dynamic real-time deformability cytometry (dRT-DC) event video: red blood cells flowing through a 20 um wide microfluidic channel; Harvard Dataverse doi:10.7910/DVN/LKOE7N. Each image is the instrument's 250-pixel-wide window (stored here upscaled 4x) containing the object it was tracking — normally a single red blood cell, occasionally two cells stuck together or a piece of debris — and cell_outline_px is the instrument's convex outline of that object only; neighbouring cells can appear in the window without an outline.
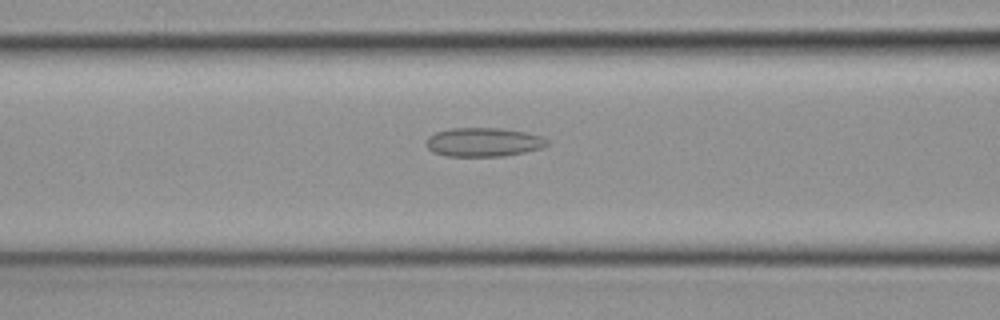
{"species": "common noctule bat (a hibernating species)", "species_latin": "Nyctalus noctula", "temperature_condition": "cold", "stored_images_in_passage": 39, "camera_frame_rate_fps": 3000, "um_per_image_px": 0.085, "animal": {"sex": "female", "body_mass_g": 19.3, "forearm_length_mm": 54.1}, "frame": {"image": 1, "passage_image": 10, "time_ms": 3.0, "image_size_px": [1000, 320], "cell_outline_px": [[548, 144], [540, 148], [524, 152], [504, 156], [448, 156], [432, 152], [424, 144], [428, 136], [436, 132], [448, 128], [500, 128], [524, 132], [544, 136], [548, 140]], "centroid_in_image_um": [41.06, 12.08], "position_along_channel_um": 125.5, "area_um2": 20.46}}
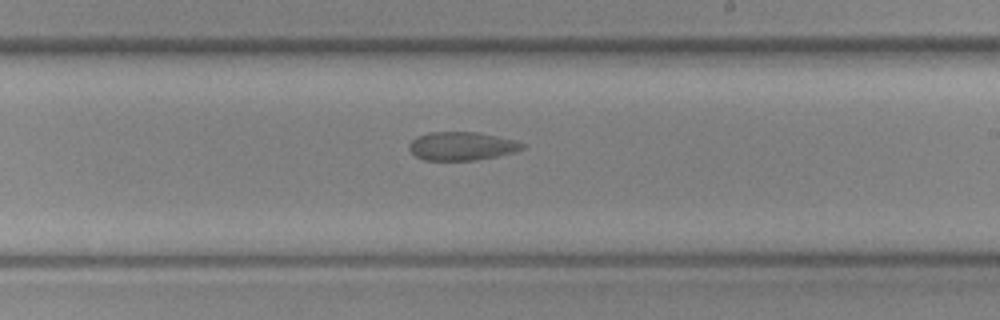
{"frame": {"image": 2, "passage_image": 19, "time_ms": 6.0, "image_size_px": [1000, 320], "cell_outline_px": [[524, 148], [512, 152], [496, 156], [476, 160], [424, 160], [416, 156], [408, 148], [408, 144], [416, 136], [428, 132], [480, 132], [512, 140], [524, 144]], "centroid_in_image_um": [39.18, 12.41], "position_along_channel_um": 249.8, "area_um2": 18.61}}
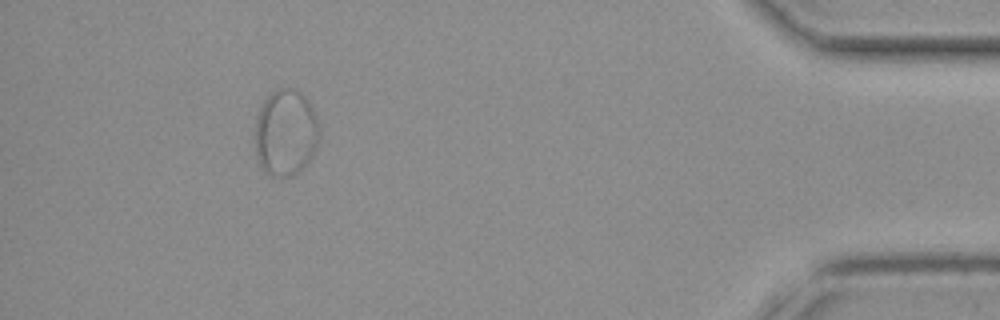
{"frame": {"image": 3, "passage_image": 35, "time_ms": 11.333, "image_size_px": [1000, 320], "cell_outline_px": [[316, 148], [312, 156], [292, 176], [272, 176], [260, 164], [256, 156], [256, 120], [260, 108], [264, 100], [276, 88], [296, 88], [312, 104], [316, 116]], "centroid_in_image_um": [24.26, 11.23], "position_along_channel_um": 410.9, "area_um2": 31.73}}